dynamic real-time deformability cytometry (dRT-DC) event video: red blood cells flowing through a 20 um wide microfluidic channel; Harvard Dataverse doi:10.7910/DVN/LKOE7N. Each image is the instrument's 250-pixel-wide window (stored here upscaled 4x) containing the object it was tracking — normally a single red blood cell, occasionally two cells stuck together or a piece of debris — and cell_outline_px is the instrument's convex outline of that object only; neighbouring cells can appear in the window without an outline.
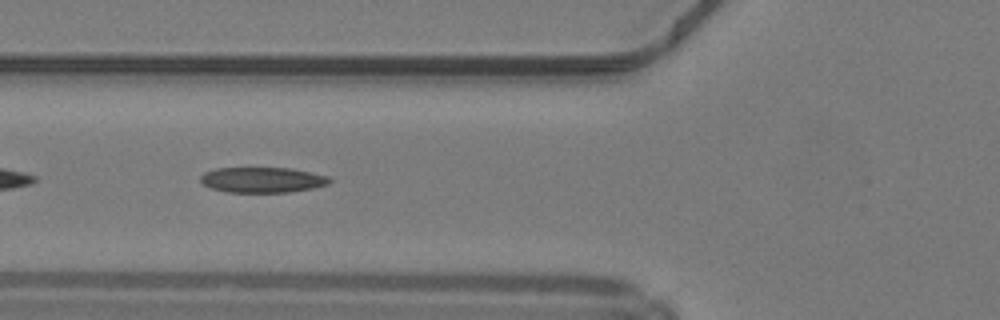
{"species": "common noctule bat (a hibernating species)", "species_latin": "Nyctalus noctula", "temperature_condition": "warm", "stored_images_in_passage": 34, "camera_frame_rate_fps": 3000, "um_per_image_px": 0.085, "animal": {"sex": "male", "body_mass_g": 19.2, "forearm_length_mm": 51.8}, "frame": {"image": 1, "passage_image": 6, "time_ms": 1.667, "image_size_px": [1000, 320], "cell_outline_px": [[332, 180], [328, 184], [312, 188], [288, 192], [228, 192], [212, 188], [204, 184], [200, 180], [200, 176], [204, 172], [216, 168], [288, 168], [328, 176]], "centroid_in_image_um": [22.28, 15.29], "position_along_channel_um": 103.5, "area_um2": 18.9}, "authors_computed_cell_mechanics": {"area_um2": 19.363, "velocity_mm_per_s": 4.2489, "shape_relaxation_time_tau1_ms": null, "shape_relaxation_time_tau2_ms": 4.5151, "deformation_change_tau1": null, "deformation_change_tau2": 0.1551}}